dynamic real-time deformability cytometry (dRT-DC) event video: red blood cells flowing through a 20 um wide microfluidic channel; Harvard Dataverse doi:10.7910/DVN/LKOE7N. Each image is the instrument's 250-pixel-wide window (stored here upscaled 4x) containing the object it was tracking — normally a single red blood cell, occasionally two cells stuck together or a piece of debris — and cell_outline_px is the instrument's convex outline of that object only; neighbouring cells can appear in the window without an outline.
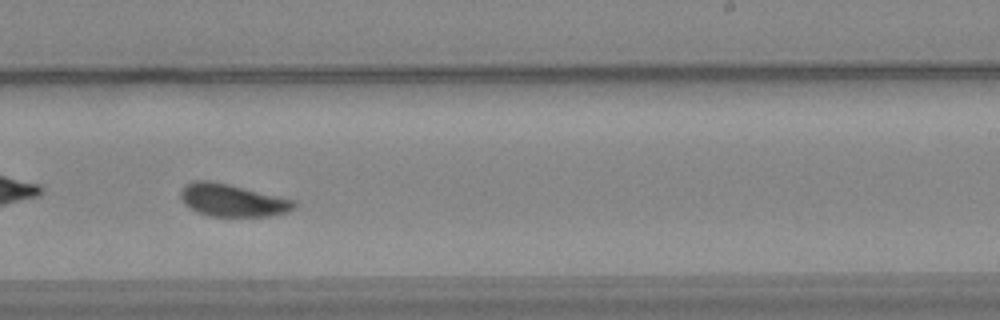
{"species": "common noctule bat (a hibernating species)", "species_latin": "Nyctalus noctula", "temperature_condition": "warm", "stored_images_in_passage": 46, "camera_frame_rate_fps": 3000, "um_per_image_px": 0.085, "animal": {"sex": "female", "body_mass_g": 24.6, "forearm_length_mm": 56.2}, "frame": {"image": 1, "passage_image": 33, "time_ms": 10.667, "image_size_px": [1000, 320], "cell_outline_px": [[296, 208], [288, 212], [272, 216], [208, 216], [196, 212], [184, 204], [180, 200], [180, 192], [184, 184], [192, 180], [208, 180], [228, 184], [296, 200]], "centroid_in_image_um": [19.73, 17.02], "position_along_channel_um": 269.3, "area_um2": 21.79}, "authors_computed_cell_mechanics": {"area_um2": 21.386, "velocity_mm_per_s": 3.6795, "shape_relaxation_time_tau1_ms": 5.5172, "shape_relaxation_time_tau2_ms": 1.7214, "deformation_change_tau1": 0.1401, "deformation_change_tau2": 0.0487}}